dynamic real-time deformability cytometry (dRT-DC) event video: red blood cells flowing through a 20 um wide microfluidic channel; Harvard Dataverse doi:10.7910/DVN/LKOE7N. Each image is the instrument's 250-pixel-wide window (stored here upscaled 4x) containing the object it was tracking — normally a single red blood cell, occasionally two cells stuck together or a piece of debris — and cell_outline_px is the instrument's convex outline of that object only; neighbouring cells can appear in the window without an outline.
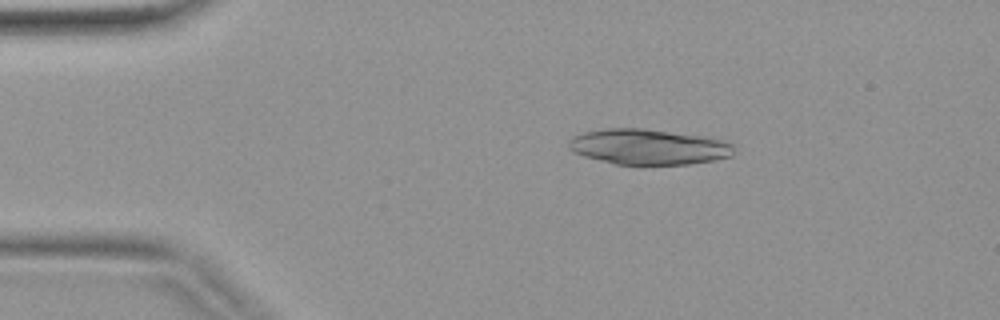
{"species": "common noctule bat (a hibernating species)", "species_latin": "Nyctalus noctula", "temperature_condition": "warm", "stored_images_in_passage": 3, "camera_frame_rate_fps": 3000, "um_per_image_px": 0.085, "animal": {"sex": "female", "body_mass_g": 19.9}, "frame": {"image": 1, "passage_image": 2, "time_ms": 0.333, "image_size_px": [1000, 320], "cell_outline_px": [[736, 152], [732, 156], [716, 160], [688, 164], [616, 164], [584, 156], [572, 152], [568, 148], [568, 140], [572, 136], [584, 132], [604, 128], [644, 128], [704, 136], [724, 140], [732, 144]], "centroid_in_image_um": [55.12, 12.47], "position_along_channel_um": 29.9, "area_um2": 34.45}}